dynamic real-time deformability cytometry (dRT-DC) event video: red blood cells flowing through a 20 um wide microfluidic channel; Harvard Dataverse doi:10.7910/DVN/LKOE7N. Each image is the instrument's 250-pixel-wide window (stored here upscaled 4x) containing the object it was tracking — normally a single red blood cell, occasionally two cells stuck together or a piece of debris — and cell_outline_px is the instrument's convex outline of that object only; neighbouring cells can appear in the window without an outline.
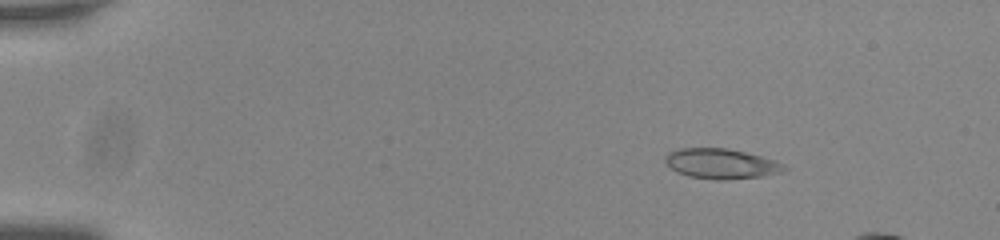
{"species": "common noctule bat (a hibernating species)", "species_latin": "Nyctalus noctula", "temperature_condition": "room temperature", "stored_images_in_passage": 18, "camera_frame_rate_fps": 3000, "um_per_image_px": 0.085, "animal": {"sex": "male", "body_mass_g": 20.0, "forearm_length_mm": 53.3}, "frame": {"image": 1, "passage_image": 8, "time_ms": 2.333, "image_size_px": [1000, 240], "cell_outline_px": [[788, 168], [784, 172], [764, 176], [728, 180], [716, 180], [688, 176], [676, 172], [664, 160], [668, 152], [680, 148], [728, 148], [776, 160], [784, 164]], "centroid_in_image_um": [61.34, 13.92], "position_along_channel_um": 23.7, "area_um2": 21.04}}